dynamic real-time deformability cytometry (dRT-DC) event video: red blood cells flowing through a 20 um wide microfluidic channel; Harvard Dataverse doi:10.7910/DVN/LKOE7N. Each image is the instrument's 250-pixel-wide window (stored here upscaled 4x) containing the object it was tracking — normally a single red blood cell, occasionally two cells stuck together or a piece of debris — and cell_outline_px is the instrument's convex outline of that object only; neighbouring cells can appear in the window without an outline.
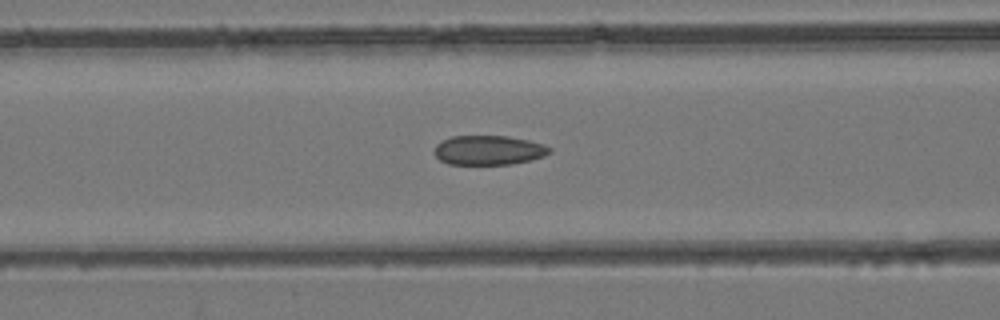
{"species": "common noctule bat (a hibernating species)", "species_latin": "Nyctalus noctula", "temperature_condition": "room temperature", "stored_images_in_passage": 48, "camera_frame_rate_fps": 3000, "um_per_image_px": 0.085, "animal": {"sex": "female", "body_mass_g": 24.6, "forearm_length_mm": 56.2}, "frame": {"image": 1, "passage_image": 20, "time_ms": 6.333, "image_size_px": [1000, 320], "cell_outline_px": [[552, 152], [544, 156], [532, 160], [512, 164], [448, 164], [440, 160], [436, 156], [436, 144], [440, 140], [452, 136], [508, 136], [528, 140], [544, 144], [552, 148]], "centroid_in_image_um": [41.57, 12.76], "position_along_channel_um": 125.0, "area_um2": 19.88}}
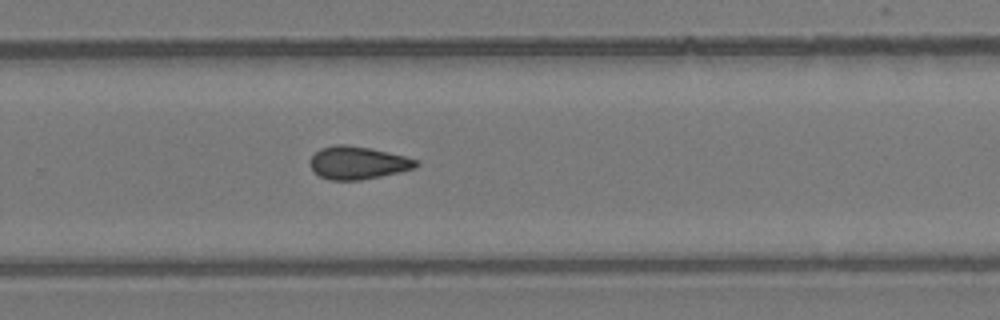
{"frame": {"image": 2, "passage_image": 32, "time_ms": 10.333, "image_size_px": [1000, 320], "cell_outline_px": [[420, 164], [416, 168], [400, 172], [360, 180], [328, 180], [320, 176], [312, 168], [312, 156], [320, 148], [336, 144], [348, 144], [388, 152], [420, 160]], "centroid_in_image_um": [30.46, 13.83], "position_along_channel_um": 299.3, "area_um2": 20.17}}
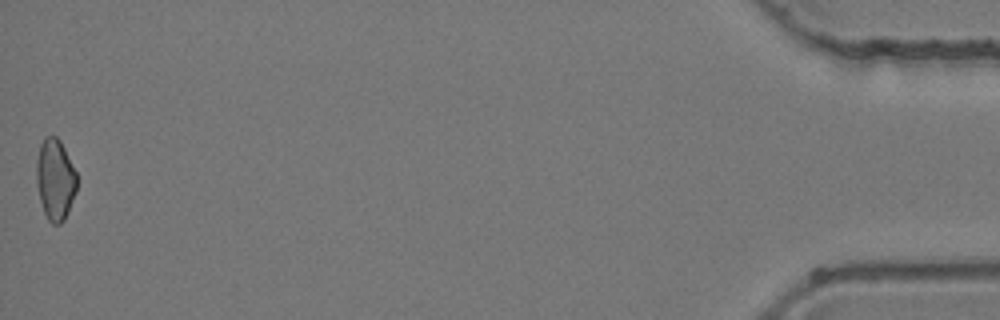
{"frame": {"image": 3, "passage_image": 48, "time_ms": 15.667, "image_size_px": [1000, 320], "cell_outline_px": [[76, 192], [68, 212], [64, 220], [60, 224], [52, 224], [48, 220], [44, 212], [40, 200], [36, 184], [36, 160], [40, 144], [44, 136], [56, 136], [60, 140], [76, 172]], "centroid_in_image_um": [4.67, 15.25], "position_along_channel_um": 430.5, "area_um2": 19.19}}